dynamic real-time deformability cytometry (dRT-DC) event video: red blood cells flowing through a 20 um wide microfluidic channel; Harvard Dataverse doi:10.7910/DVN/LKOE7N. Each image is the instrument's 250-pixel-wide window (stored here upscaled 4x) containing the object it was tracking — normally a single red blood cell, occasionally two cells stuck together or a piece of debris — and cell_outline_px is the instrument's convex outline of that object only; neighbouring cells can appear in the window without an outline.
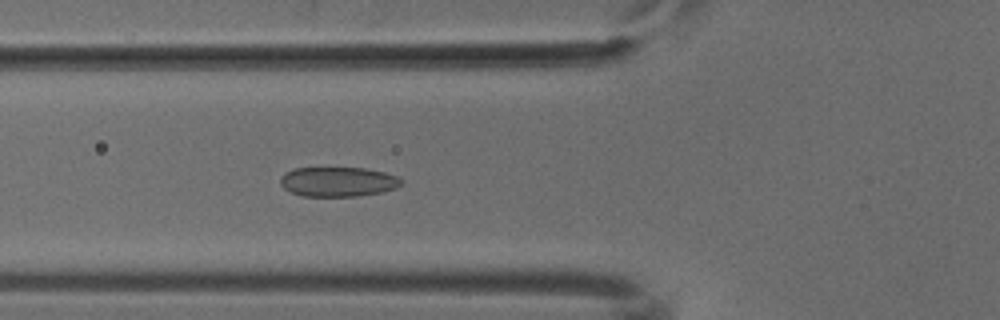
{"species": "common noctule bat (a hibernating species)", "species_latin": "Nyctalus noctula", "temperature_condition": "cold", "stored_images_in_passage": 51, "camera_frame_rate_fps": 3000, "um_per_image_px": 0.085, "animal": {"sex": "male", "body_mass_g": 18.8}, "frame": {"image": 1, "passage_image": 18, "time_ms": 5.667, "image_size_px": [1000, 320], "cell_outline_px": [[404, 184], [396, 188], [380, 192], [356, 196], [300, 196], [284, 188], [280, 184], [280, 180], [284, 172], [292, 168], [364, 168], [384, 172], [396, 176], [404, 180]], "centroid_in_image_um": [28.73, 15.44], "position_along_channel_um": 97.1, "area_um2": 20.98}}
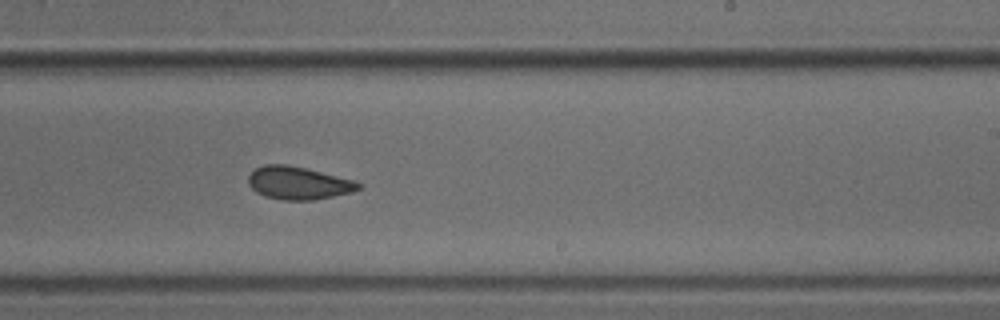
{"frame": {"image": 2, "passage_image": 31, "time_ms": 10.0, "image_size_px": [1000, 320], "cell_outline_px": [[360, 188], [352, 192], [312, 200], [280, 200], [264, 196], [256, 192], [248, 184], [248, 176], [256, 168], [264, 164], [288, 164], [356, 180], [360, 184]], "centroid_in_image_um": [25.34, 15.55], "position_along_channel_um": 263.7, "area_um2": 21.1}}
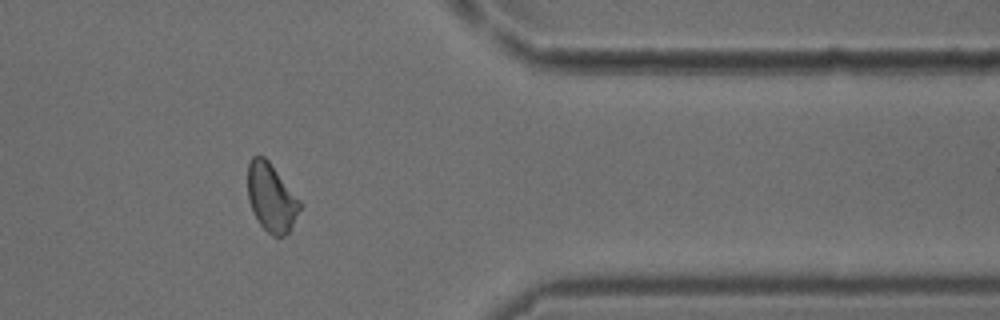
{"frame": {"image": 3, "passage_image": 42, "time_ms": 13.667, "image_size_px": [1000, 320], "cell_outline_px": [[300, 208], [288, 232], [284, 236], [272, 236], [260, 224], [248, 200], [248, 164], [252, 156], [264, 156], [268, 160], [300, 200]], "centroid_in_image_um": [23.04, 16.77], "position_along_channel_um": 388.4, "area_um2": 20.29}}